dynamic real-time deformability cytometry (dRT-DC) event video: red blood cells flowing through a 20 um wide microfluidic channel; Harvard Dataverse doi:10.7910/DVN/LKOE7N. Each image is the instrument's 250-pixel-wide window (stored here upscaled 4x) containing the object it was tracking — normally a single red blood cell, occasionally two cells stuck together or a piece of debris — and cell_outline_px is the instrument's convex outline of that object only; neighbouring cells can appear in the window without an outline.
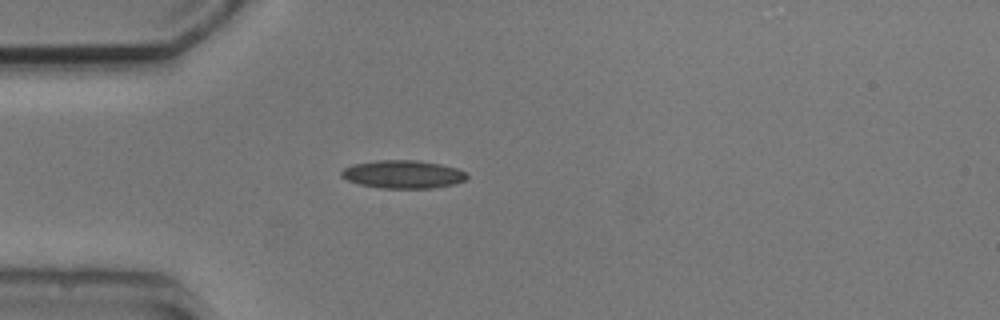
{"species": "common noctule bat (a hibernating species)", "species_latin": "Nyctalus noctula", "temperature_condition": "cold", "stored_images_in_passage": 1, "camera_frame_rate_fps": 3000, "um_per_image_px": 0.085, "animal": {"sex": "male", "body_mass_g": 20.5, "forearm_length_mm": 52.5}, "frame": {"image": 1, "passage_image": 1, "time_ms": 0.0, "image_size_px": [1000, 320], "cell_outline_px": [[468, 176], [464, 180], [456, 184], [432, 188], [380, 188], [360, 184], [348, 180], [340, 176], [340, 172], [344, 168], [352, 164], [376, 160], [416, 160], [440, 164], [456, 168], [468, 172]], "centroid_in_image_um": [34.26, 14.81], "position_along_channel_um": 50.7, "area_um2": 20.63}}